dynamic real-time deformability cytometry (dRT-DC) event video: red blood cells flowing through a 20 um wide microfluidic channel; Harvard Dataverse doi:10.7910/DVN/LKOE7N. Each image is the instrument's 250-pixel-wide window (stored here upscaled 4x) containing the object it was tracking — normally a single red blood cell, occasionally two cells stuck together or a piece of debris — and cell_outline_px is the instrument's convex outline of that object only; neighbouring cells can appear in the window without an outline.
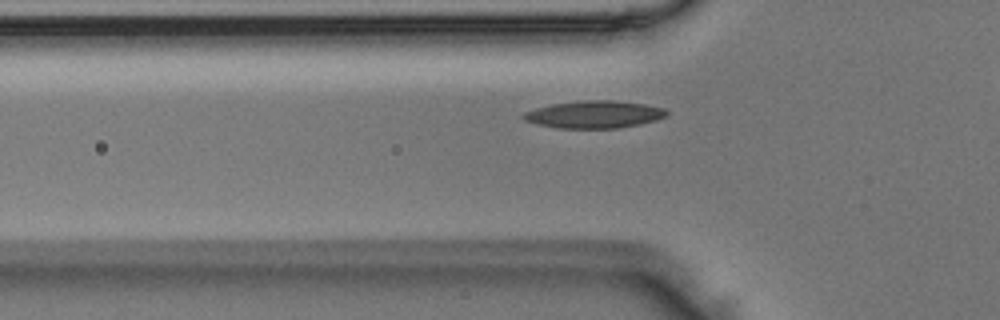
{"species": "Egyptian fruit bat (a non-hibernating species)", "species_latin": "Rousettus aegyptiacus", "temperature_condition": "room temperature", "stored_images_in_passage": 38, "camera_frame_rate_fps": 3000, "um_per_image_px": 0.085, "animal": {"sex": "male"}, "frame": {"image": 1, "passage_image": 10, "time_ms": 3.0, "image_size_px": [1000, 320], "cell_outline_px": [[668, 116], [656, 120], [640, 124], [616, 128], [556, 128], [536, 124], [524, 120], [520, 116], [524, 112], [536, 108], [552, 104], [584, 100], [612, 100], [644, 104], [664, 108], [668, 112]], "centroid_in_image_um": [50.5, 9.73], "position_along_channel_um": 75.3, "area_um2": 22.89}}
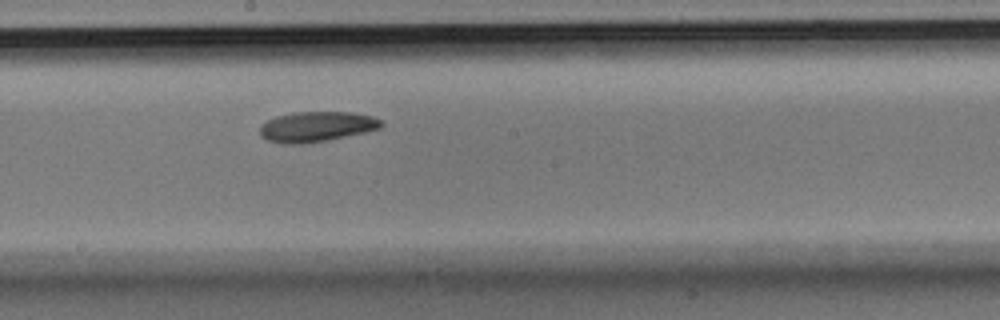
{"frame": {"image": 2, "passage_image": 21, "time_ms": 6.667, "image_size_px": [1000, 320], "cell_outline_px": [[384, 124], [380, 128], [364, 132], [328, 140], [300, 144], [284, 144], [268, 140], [260, 136], [260, 128], [268, 120], [276, 116], [292, 112], [352, 112], [372, 116], [380, 120]], "centroid_in_image_um": [26.9, 10.76], "position_along_channel_um": 221.3, "area_um2": 21.27}}
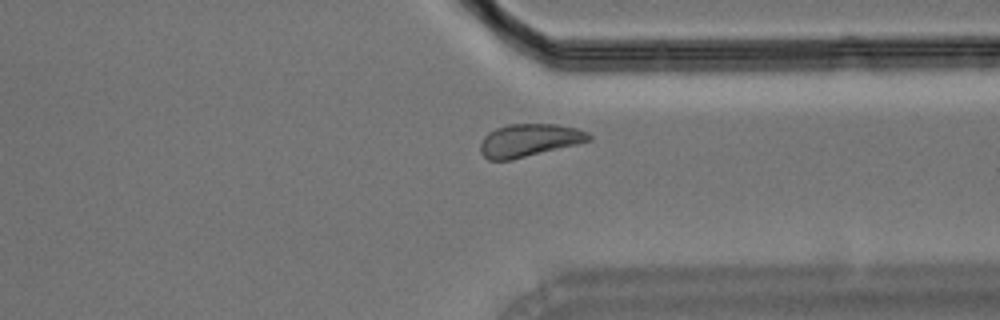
{"frame": {"image": 3, "passage_image": 32, "time_ms": 10.333, "image_size_px": [1000, 320], "cell_outline_px": [[592, 140], [580, 144], [512, 160], [488, 160], [480, 152], [480, 144], [484, 136], [488, 132], [496, 128], [508, 124], [556, 124], [576, 128], [588, 132], [592, 136]], "centroid_in_image_um": [45.0, 11.93], "position_along_channel_um": 366.4, "area_um2": 21.04}}